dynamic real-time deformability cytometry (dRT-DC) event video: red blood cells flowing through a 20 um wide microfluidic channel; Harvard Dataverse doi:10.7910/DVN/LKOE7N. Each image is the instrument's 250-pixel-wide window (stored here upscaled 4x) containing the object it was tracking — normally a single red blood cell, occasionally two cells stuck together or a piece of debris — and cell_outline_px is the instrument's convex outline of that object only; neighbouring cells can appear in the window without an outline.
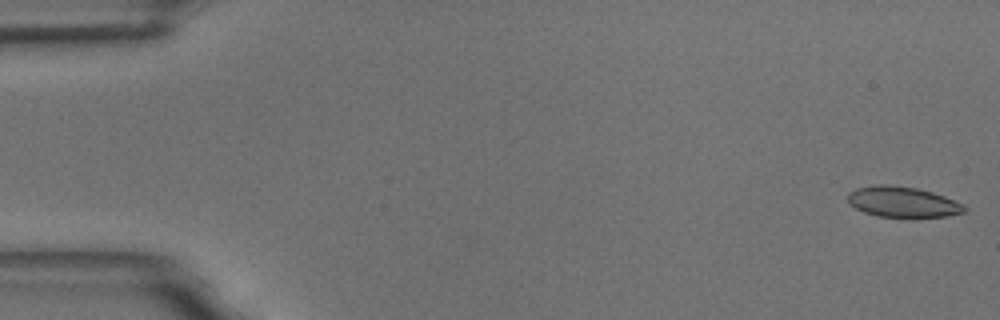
{"species": "common noctule bat (a hibernating species)", "species_latin": "Nyctalus noctula", "temperature_condition": "room temperature", "stored_images_in_passage": 55, "camera_frame_rate_fps": 3000, "um_per_image_px": 0.085, "animal": {"sex": "male", "body_mass_g": 18.8}, "frame": {"image": 1, "passage_image": 1, "time_ms": 0.0, "image_size_px": [1000, 320], "cell_outline_px": [[968, 208], [964, 212], [948, 216], [876, 216], [864, 212], [848, 204], [848, 192], [856, 188], [876, 184], [888, 184], [916, 188], [932, 192], [944, 196], [964, 204]], "centroid_in_image_um": [76.71, 17.15], "position_along_channel_um": 8.3, "area_um2": 20.69}}
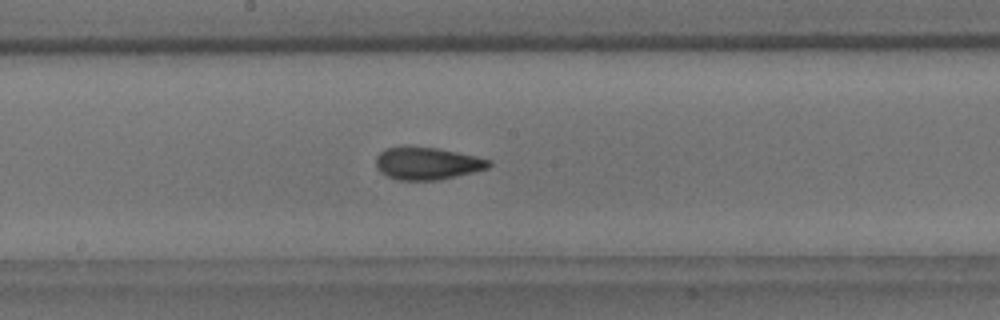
{"frame": {"image": 2, "passage_image": 29, "time_ms": 9.333, "image_size_px": [1000, 320], "cell_outline_px": [[492, 164], [488, 168], [472, 172], [436, 180], [396, 180], [380, 172], [376, 168], [376, 156], [384, 148], [400, 144], [404, 144], [436, 148], [476, 156], [492, 160]], "centroid_in_image_um": [36.24, 13.85], "position_along_channel_um": 212.0, "area_um2": 21.73}}
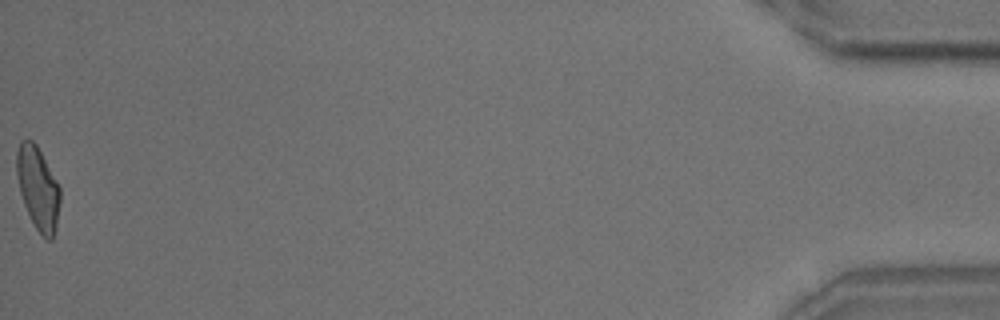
{"frame": {"image": 3, "passage_image": 55, "time_ms": 18.0, "image_size_px": [1000, 320], "cell_outline_px": [[60, 200], [56, 228], [52, 240], [48, 240], [36, 228], [24, 204], [20, 192], [16, 172], [16, 152], [20, 140], [32, 140], [36, 144], [56, 180], [60, 188]], "centroid_in_image_um": [3.22, 15.97], "position_along_channel_um": 432.0, "area_um2": 20.69}, "authors_computed_cell_mechanics": {"area_um2": 21.1548, "velocity_mm_per_s": 3.6829, "shape_relaxation_time_tau1_ms": 6.2505, "shape_relaxation_time_tau2_ms": 1.4527, "deformation_change_tau1": 0.1656, "deformation_change_tau2": 0.0878}}